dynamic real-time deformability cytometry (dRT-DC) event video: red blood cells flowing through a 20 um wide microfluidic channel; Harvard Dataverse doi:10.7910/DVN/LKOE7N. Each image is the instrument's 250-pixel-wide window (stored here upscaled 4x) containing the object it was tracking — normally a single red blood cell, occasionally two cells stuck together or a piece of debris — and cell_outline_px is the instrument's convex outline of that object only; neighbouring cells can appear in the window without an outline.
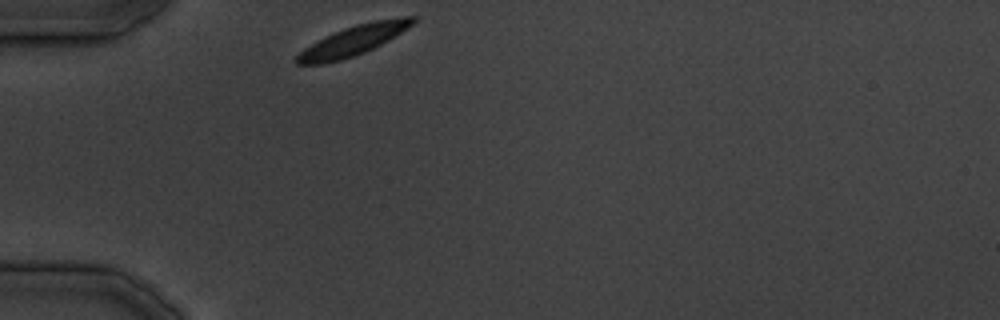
{"species": "common noctule bat (a hibernating species)", "species_latin": "Nyctalus noctula", "temperature_condition": "cold", "stored_images_in_passage": 10, "camera_frame_rate_fps": 3000, "um_per_image_px": 0.085, "animal": {"sex": "male", "body_mass_g": 19.5, "forearm_length_mm": 54.6}, "frame": {"image": 1, "passage_image": 1, "time_ms": 0.0, "image_size_px": [1000, 320], "cell_outline_px": [[416, 20], [408, 28], [388, 40], [364, 52], [340, 60], [324, 64], [296, 64], [296, 56], [304, 48], [344, 28], [356, 24], [376, 20], [404, 16], [416, 16]], "centroid_in_image_um": [30.05, 3.44], "position_along_channel_um": 54.9, "area_um2": 19.65}}
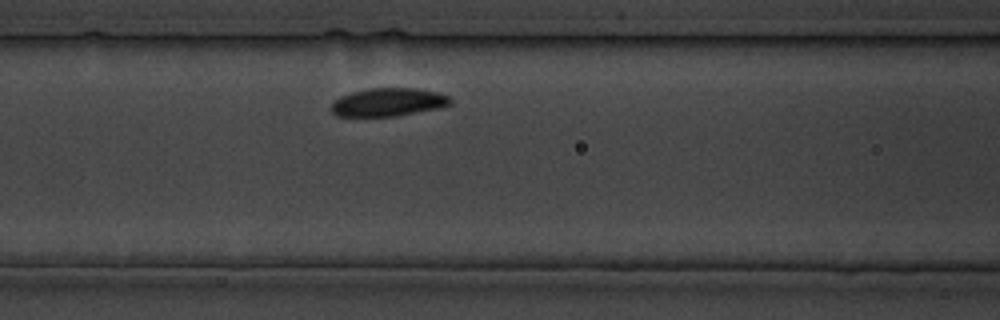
{"frame": {"image": 2, "passage_image": 7, "time_ms": 6.667, "image_size_px": [1000, 320], "cell_outline_px": [[452, 104], [436, 108], [396, 116], [336, 116], [332, 112], [332, 104], [340, 96], [352, 92], [372, 88], [416, 88], [436, 92], [448, 96], [452, 100]], "centroid_in_image_um": [33.0, 8.68], "position_along_channel_um": 133.6, "area_um2": 19.31}}